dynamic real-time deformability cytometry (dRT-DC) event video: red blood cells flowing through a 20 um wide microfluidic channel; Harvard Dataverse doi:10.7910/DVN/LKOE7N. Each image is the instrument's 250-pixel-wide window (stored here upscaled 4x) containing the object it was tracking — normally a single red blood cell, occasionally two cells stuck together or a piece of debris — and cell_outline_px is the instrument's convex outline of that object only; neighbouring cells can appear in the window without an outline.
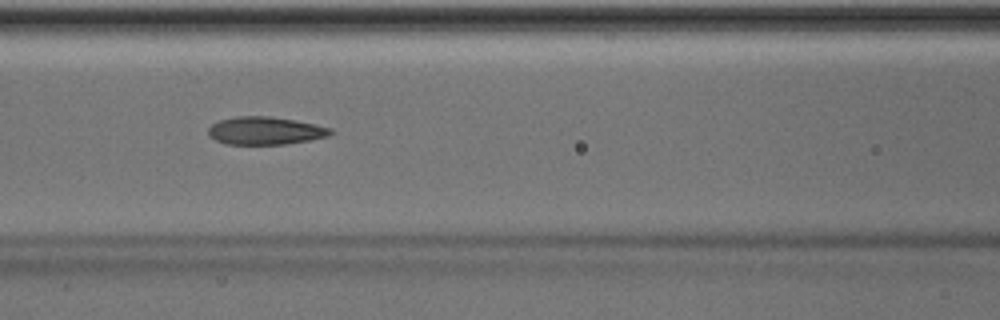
{"species": "Egyptian fruit bat (a non-hibernating species)", "species_latin": "Rousettus aegyptiacus", "temperature_condition": "room temperature", "stored_images_in_passage": 46, "camera_frame_rate_fps": 3000, "um_per_image_px": 0.085, "animal": {"sex": "male"}, "frame": {"image": 1, "passage_image": 18, "time_ms": 5.667, "image_size_px": [1000, 320], "cell_outline_px": [[332, 132], [328, 136], [308, 140], [284, 144], [228, 144], [216, 140], [208, 136], [208, 128], [212, 124], [220, 120], [236, 116], [268, 116], [296, 120], [332, 128]], "centroid_in_image_um": [22.52, 11.1], "position_along_channel_um": 144.1, "area_um2": 19.71}}
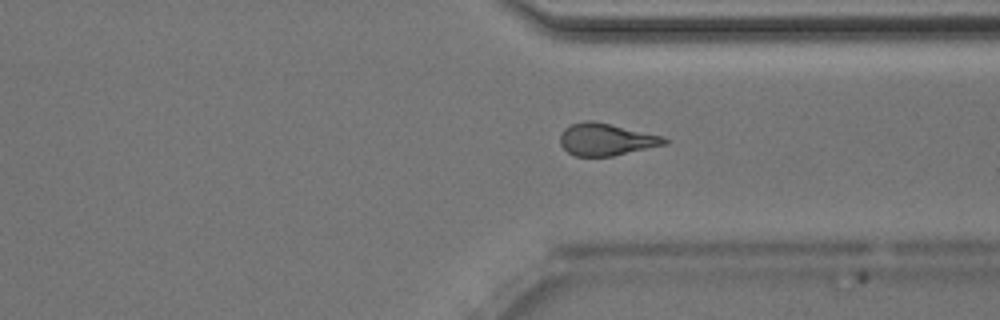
{"frame": {"image": 2, "passage_image": 34, "time_ms": 11.0, "image_size_px": [1000, 320], "cell_outline_px": [[672, 140], [668, 144], [612, 156], [576, 156], [568, 152], [560, 144], [560, 132], [564, 128], [572, 124], [584, 120], [592, 120], [664, 136]], "centroid_in_image_um": [51.55, 11.85], "position_along_channel_um": 359.9, "area_um2": 19.71}}
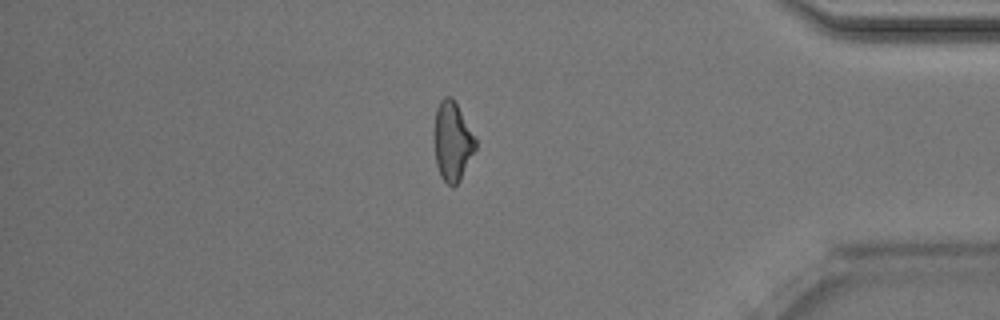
{"frame": {"image": 3, "passage_image": 39, "time_ms": 12.667, "image_size_px": [1000, 320], "cell_outline_px": [[476, 148], [460, 180], [452, 188], [440, 176], [436, 164], [432, 136], [436, 108], [440, 100], [444, 96], [452, 96], [476, 136]], "centroid_in_image_um": [38.43, 11.98], "position_along_channel_um": 396.8, "area_um2": 19.59}, "authors_computed_cell_mechanics": {"area_um2": 19.9988, "velocity_mm_per_s": 4.0616, "shape_relaxation_time_tau1_ms": 5.7124, "shape_relaxation_time_tau2_ms": 2.3098, "deformation_change_tau1": 0.154, "deformation_change_tau2": 0.1088}}